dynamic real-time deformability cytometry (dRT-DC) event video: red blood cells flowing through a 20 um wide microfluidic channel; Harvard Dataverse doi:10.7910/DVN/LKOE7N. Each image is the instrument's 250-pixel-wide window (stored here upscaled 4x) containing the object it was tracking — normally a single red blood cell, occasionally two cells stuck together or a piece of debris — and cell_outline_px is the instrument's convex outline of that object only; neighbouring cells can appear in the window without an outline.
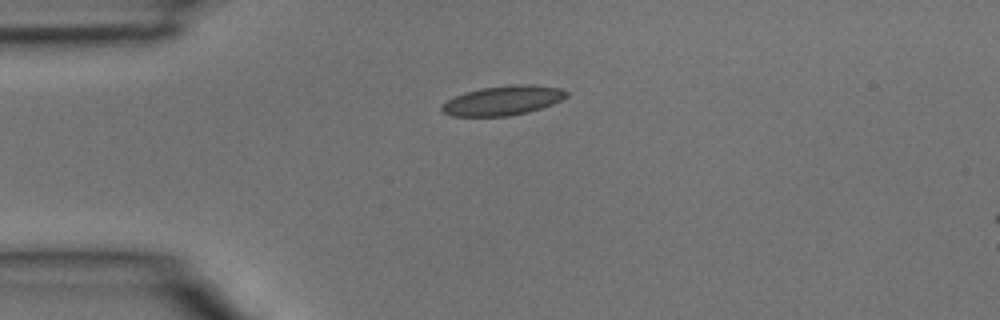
{"species": "common noctule bat (a hibernating species)", "species_latin": "Nyctalus noctula", "temperature_condition": "room temperature", "stored_images_in_passage": 2, "segment_of_instrument_passage": [1, 2], "camera_frame_rate_fps": 3000, "um_per_image_px": 0.085, "animal": {"sex": "male", "body_mass_g": 15.6}, "frame": {"image": 1, "passage_image": 1, "time_ms": 0.0, "image_size_px": [1000, 320], "cell_outline_px": [[568, 96], [552, 104], [528, 112], [508, 116], [452, 116], [444, 112], [440, 108], [448, 100], [464, 92], [480, 88], [516, 84], [532, 84], [560, 88], [568, 92]], "centroid_in_image_um": [42.77, 8.53], "position_along_channel_um": 42.2, "area_um2": 21.27}}